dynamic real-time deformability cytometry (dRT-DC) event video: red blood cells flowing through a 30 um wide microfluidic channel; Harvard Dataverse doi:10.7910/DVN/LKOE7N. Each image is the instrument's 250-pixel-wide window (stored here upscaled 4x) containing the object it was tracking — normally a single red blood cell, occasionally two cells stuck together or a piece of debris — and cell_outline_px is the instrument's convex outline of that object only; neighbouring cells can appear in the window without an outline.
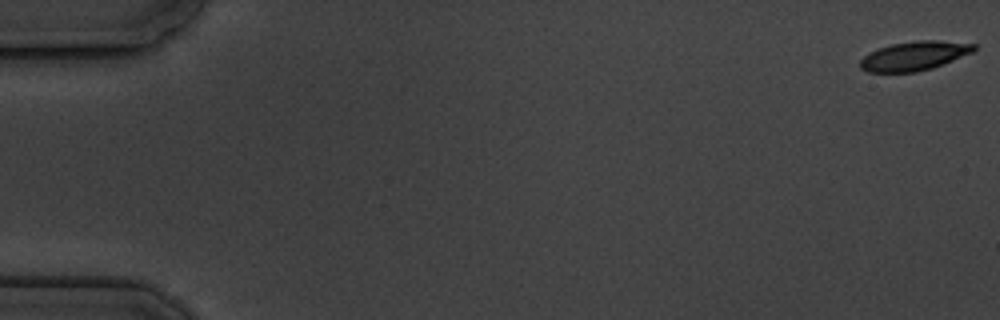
{"species": "common noctule bat (a hibernating species)", "species_latin": "Nyctalus noctula", "temperature_condition": "cold", "stored_images_in_passage": 17, "camera_frame_rate_fps": 3000, "um_per_image_px": 0.085, "animal": {"sex": "male", "body_mass_g": 19.5, "forearm_length_mm": 54.6}, "frame": {"image": 1, "passage_image": 1, "time_ms": 0.0, "image_size_px": [1000, 320], "cell_outline_px": [[976, 48], [972, 52], [932, 68], [916, 72], [868, 72], [860, 68], [860, 60], [868, 52], [892, 44], [920, 40], [936, 40], [976, 44]], "centroid_in_image_um": [77.68, 4.75], "position_along_channel_um": 7.3, "area_um2": 19.07}}
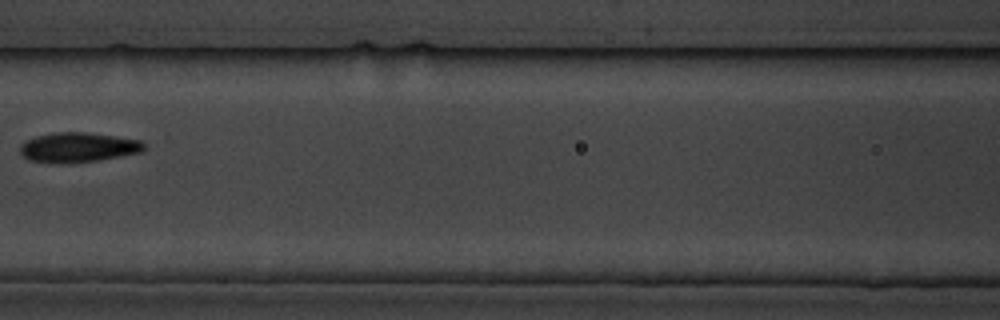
{"frame": {"image": 2, "passage_image": 8, "time_ms": 8.667, "image_size_px": [1000, 320], "cell_outline_px": [[144, 148], [140, 152], [100, 160], [72, 164], [64, 164], [28, 160], [20, 152], [20, 144], [24, 140], [36, 136], [56, 132], [88, 132], [116, 136], [140, 140], [144, 144]], "centroid_in_image_um": [6.6, 12.53], "position_along_channel_um": 160.0, "area_um2": 21.73}}
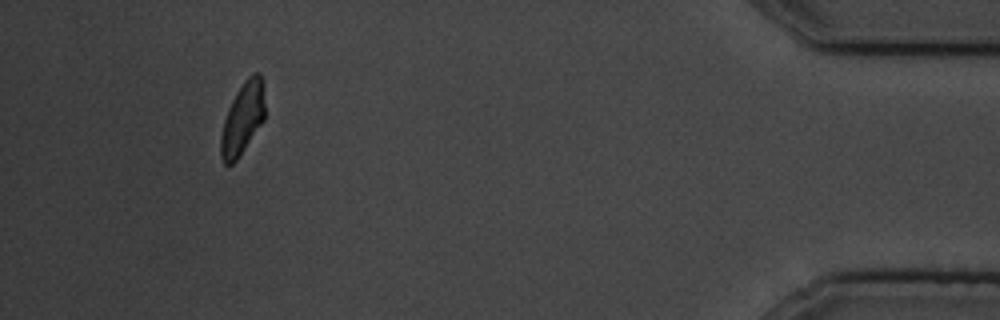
{"frame": {"image": 3, "passage_image": 16, "time_ms": 17.667, "image_size_px": [1000, 320], "cell_outline_px": [[264, 120], [236, 160], [232, 164], [224, 164], [220, 156], [220, 136], [224, 120], [228, 108], [236, 92], [244, 80], [252, 72], [260, 72], [264, 104]], "centroid_in_image_um": [20.6, 10.07], "position_along_channel_um": 414.6, "area_um2": 18.26}, "authors_computed_cell_mechanics": {"area_um2": 19.652, "velocity_mm_per_s": 3.5151, "shape_relaxation_time_tau1_ms": 1.3351, "shape_relaxation_time_tau2_ms": 2.2211, "deformation_change_tau1": 0.0977, "deformation_change_tau2": 0.0844}}